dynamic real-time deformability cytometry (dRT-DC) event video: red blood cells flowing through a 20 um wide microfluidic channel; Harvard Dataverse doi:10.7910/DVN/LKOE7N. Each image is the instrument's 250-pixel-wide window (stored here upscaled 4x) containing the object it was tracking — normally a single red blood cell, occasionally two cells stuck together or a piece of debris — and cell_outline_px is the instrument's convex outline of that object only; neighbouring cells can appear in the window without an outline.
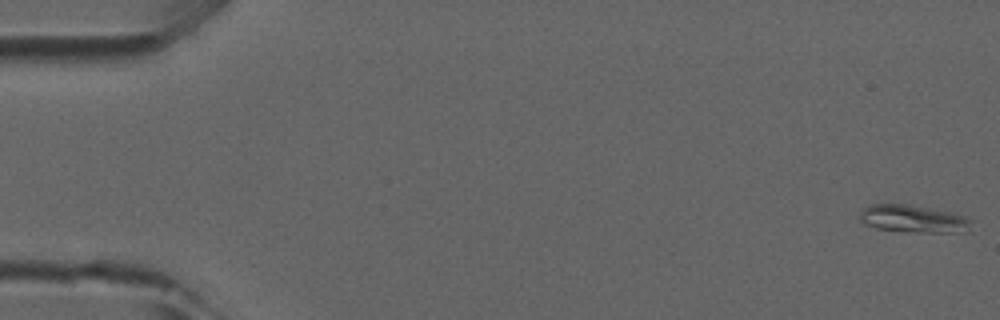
{"species": "common noctule bat (a hibernating species)", "species_latin": "Nyctalus noctula", "temperature_condition": "room temperature", "stored_images_in_passage": 15, "camera_frame_rate_fps": 3000, "um_per_image_px": 0.085, "animal": {"sex": "male", "forearm_length_mm": 52.5}, "frame": {"image": 1, "passage_image": 1, "time_ms": 0.0, "image_size_px": [1000, 320], "cell_outline_px": [[972, 220], [968, 232], [904, 232], [876, 228], [864, 224], [860, 220], [860, 212], [864, 208], [872, 204], [908, 204], [956, 212], [968, 216]], "centroid_in_image_um": [77.69, 18.6], "position_along_channel_um": 7.3, "area_um2": 18.32}}